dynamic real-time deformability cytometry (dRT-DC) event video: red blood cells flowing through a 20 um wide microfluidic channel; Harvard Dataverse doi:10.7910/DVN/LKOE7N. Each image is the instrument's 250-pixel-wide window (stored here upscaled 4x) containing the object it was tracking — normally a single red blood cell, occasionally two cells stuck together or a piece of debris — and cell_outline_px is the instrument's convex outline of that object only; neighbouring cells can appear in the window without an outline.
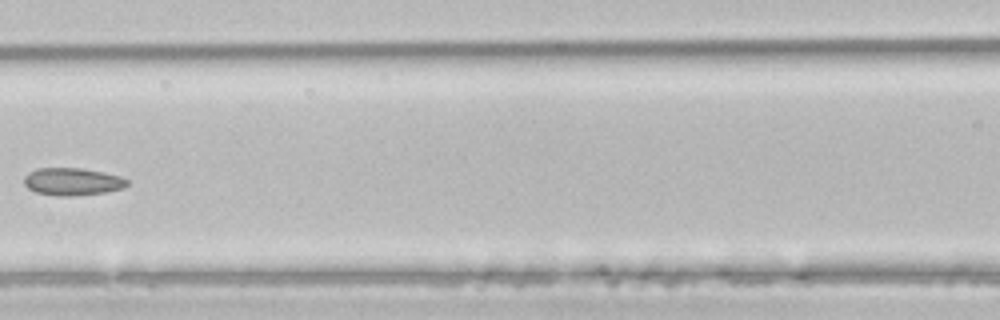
{"species": "common noctule bat (a hibernating species)", "species_latin": "Nyctalus noctula", "temperature_condition": "room temperature", "stored_images_in_passage": 5, "segment_of_instrument_passage": [2, 2], "camera_frame_rate_fps": 3000, "um_per_image_px": 0.085, "animal": {"sex": "male", "body_mass_g": 21.5, "forearm_length_mm": 52.0}, "frame": {"image": 1, "passage_image": 5, "time_ms": 1.333, "image_size_px": [1000, 320], "cell_outline_px": [[128, 184], [124, 188], [104, 192], [68, 196], [56, 196], [36, 192], [28, 188], [24, 184], [24, 176], [28, 172], [36, 168], [84, 168], [104, 172], [120, 176], [128, 180]], "centroid_in_image_um": [6.14, 15.42], "position_along_channel_um": 160.5, "area_um2": 16.59}}